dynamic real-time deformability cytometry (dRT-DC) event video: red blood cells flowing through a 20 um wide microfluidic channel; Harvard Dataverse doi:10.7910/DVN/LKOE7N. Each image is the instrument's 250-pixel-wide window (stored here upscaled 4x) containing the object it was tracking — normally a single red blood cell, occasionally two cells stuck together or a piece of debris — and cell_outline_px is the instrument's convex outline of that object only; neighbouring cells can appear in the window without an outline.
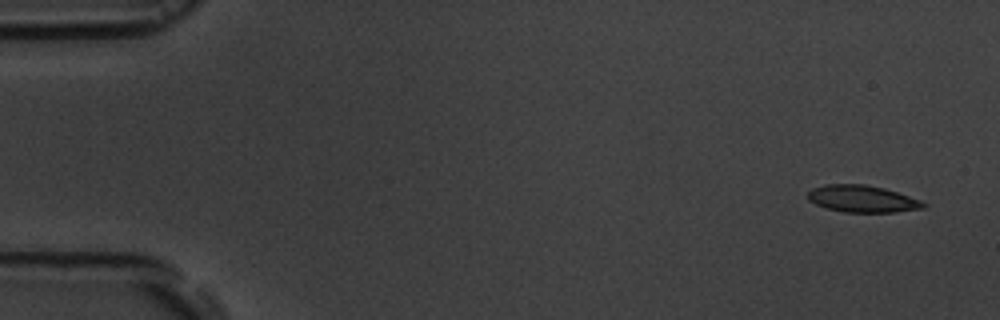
{"species": "common noctule bat (a hibernating species)", "species_latin": "Nyctalus noctula", "temperature_condition": "room temperature", "stored_images_in_passage": 5, "camera_frame_rate_fps": 3000, "um_per_image_px": 0.085, "animal": {"sex": "male", "body_mass_g": 19.5, "forearm_length_mm": 54.6}, "frame": {"image": 1, "passage_image": 1, "time_ms": 0.0, "image_size_px": [1000, 320], "cell_outline_px": [[928, 204], [924, 208], [896, 212], [844, 212], [828, 208], [816, 204], [808, 200], [808, 192], [812, 188], [824, 184], [864, 184], [884, 188], [920, 200]], "centroid_in_image_um": [73.29, 16.9], "position_along_channel_um": 11.7, "area_um2": 18.09}}
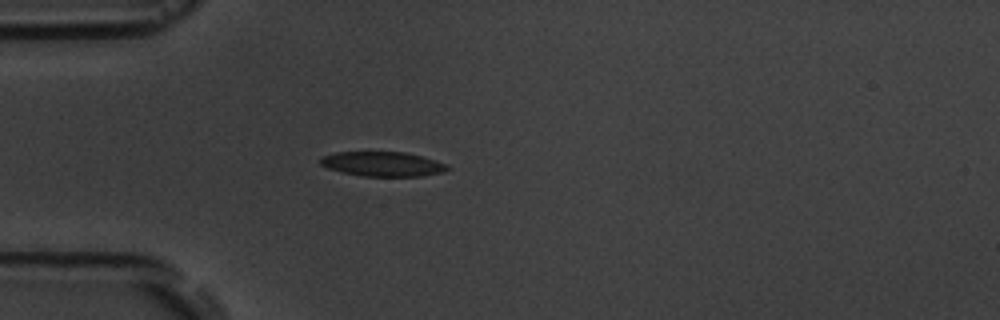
{"frame": {"image": 2, "passage_image": 5, "time_ms": 4.333, "image_size_px": [1000, 320], "cell_outline_px": [[448, 168], [444, 172], [420, 176], [364, 176], [344, 172], [328, 168], [320, 164], [320, 156], [336, 152], [404, 152], [420, 156], [444, 164]], "centroid_in_image_um": [32.46, 13.94], "position_along_channel_um": 52.5, "area_um2": 17.86}}